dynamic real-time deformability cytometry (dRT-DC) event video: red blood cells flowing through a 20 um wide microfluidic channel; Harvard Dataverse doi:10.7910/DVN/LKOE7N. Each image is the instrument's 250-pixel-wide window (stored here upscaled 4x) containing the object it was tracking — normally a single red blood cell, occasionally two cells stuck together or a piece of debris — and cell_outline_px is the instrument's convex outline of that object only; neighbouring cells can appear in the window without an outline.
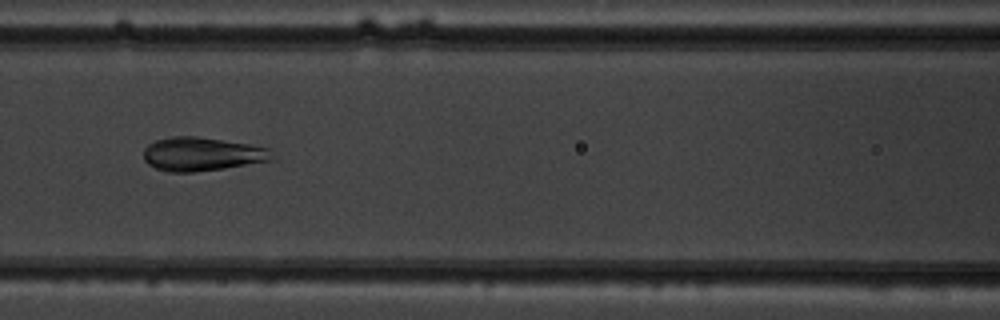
{"species": "common noctule bat (a hibernating species)", "species_latin": "Nyctalus noctula", "temperature_condition": "warm", "stored_images_in_passage": 45, "camera_frame_rate_fps": 3000, "um_per_image_px": 0.085, "animal": {"sex": "male", "body_mass_g": 19.5, "forearm_length_mm": 54.6}, "frame": {"image": 1, "passage_image": 17, "time_ms": 5.333, "image_size_px": [1000, 320], "cell_outline_px": [[276, 160], [224, 168], [192, 172], [168, 172], [156, 168], [148, 164], [144, 160], [144, 148], [148, 144], [156, 140], [172, 136], [196, 136], [248, 144], [268, 148]], "centroid_in_image_um": [17.16, 13.1], "position_along_channel_um": 149.4, "area_um2": 25.2}}
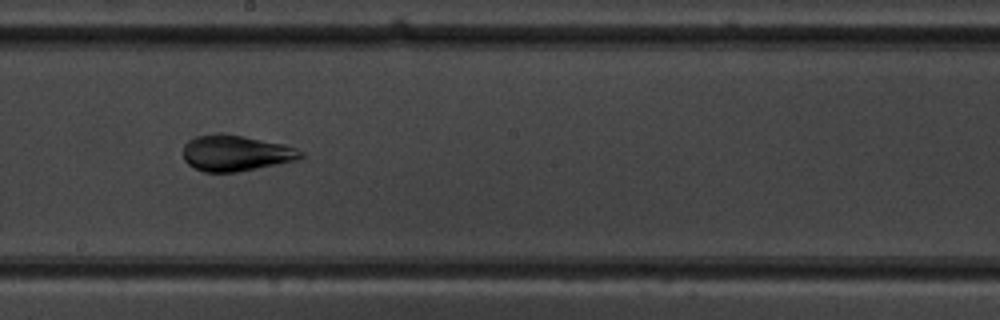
{"frame": {"image": 2, "passage_image": 23, "time_ms": 7.333, "image_size_px": [1000, 320], "cell_outline_px": [[304, 156], [296, 160], [236, 172], [204, 172], [188, 164], [184, 160], [184, 144], [188, 140], [196, 136], [216, 132], [224, 132], [284, 144], [296, 148], [304, 152]], "centroid_in_image_um": [20.02, 12.99], "position_along_channel_um": 228.2, "area_um2": 24.74}}
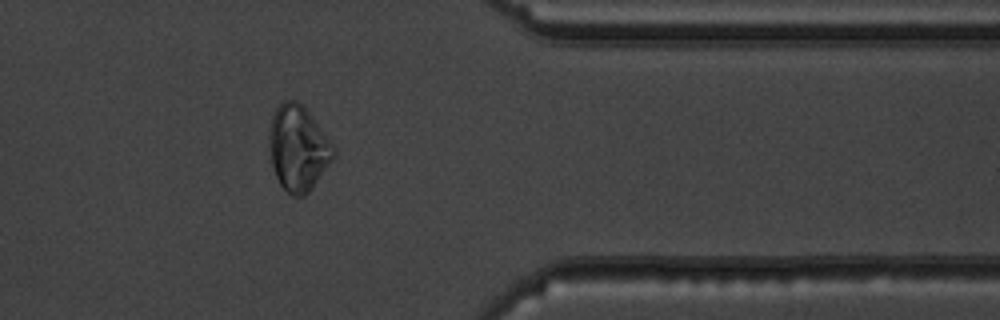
{"frame": {"image": 3, "passage_image": 36, "time_ms": 11.667, "image_size_px": [1000, 320], "cell_outline_px": [[336, 156], [312, 188], [304, 196], [292, 196], [280, 184], [276, 176], [272, 164], [268, 144], [268, 128], [272, 116], [276, 108], [284, 100], [296, 100], [304, 104], [332, 144], [336, 152]], "centroid_in_image_um": [25.33, 12.57], "position_along_channel_um": 386.1, "area_um2": 32.25}}